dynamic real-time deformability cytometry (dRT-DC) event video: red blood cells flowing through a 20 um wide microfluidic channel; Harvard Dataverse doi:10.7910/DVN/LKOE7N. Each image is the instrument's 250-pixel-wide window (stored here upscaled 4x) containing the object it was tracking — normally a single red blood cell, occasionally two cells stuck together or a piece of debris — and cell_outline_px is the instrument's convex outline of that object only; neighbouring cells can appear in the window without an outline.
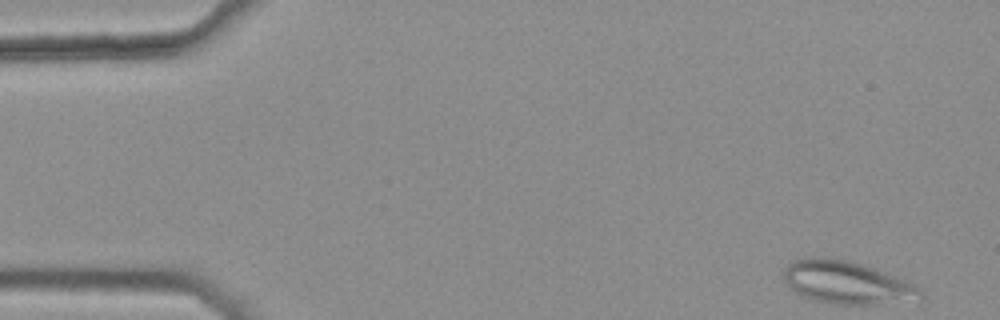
{"species": "common noctule bat (a hibernating species)", "species_latin": "Nyctalus noctula", "temperature_condition": "warm", "stored_images_in_passage": 42, "camera_frame_rate_fps": 3000, "um_per_image_px": 0.085, "animal": {"sex": "female", "body_mass_g": 25.1}, "frame": {"image": 1, "passage_image": 1, "time_ms": 0.0, "image_size_px": [1000, 320], "cell_outline_px": [[924, 296], [920, 300], [872, 304], [832, 304], [816, 300], [804, 296], [796, 292], [784, 280], [784, 268], [792, 260], [804, 256], [828, 256], [848, 260], [872, 268], [904, 280], [920, 288], [924, 292]], "centroid_in_image_um": [71.96, 23.99], "position_along_channel_um": 13.0, "area_um2": 34.1}}
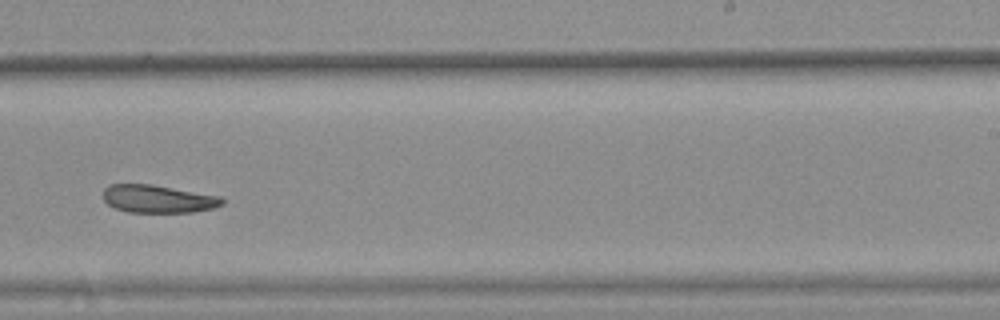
{"frame": {"image": 2, "passage_image": 31, "time_ms": 10.0, "image_size_px": [1000, 320], "cell_outline_px": [[224, 204], [216, 208], [192, 212], [128, 212], [116, 208], [108, 204], [104, 200], [104, 188], [108, 184], [152, 184], [220, 196], [224, 200]], "centroid_in_image_um": [13.45, 16.9], "position_along_channel_um": 275.5, "area_um2": 19.36}}
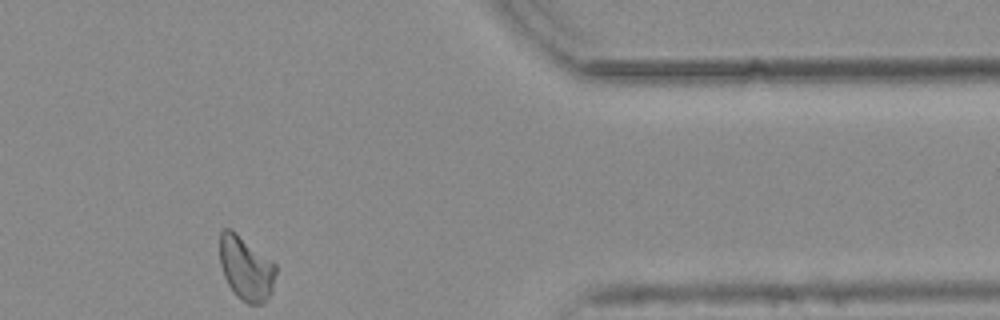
{"frame": {"image": 3, "passage_image": 42, "time_ms": 13.667, "image_size_px": [1000, 320], "cell_outline_px": [[276, 272], [272, 292], [264, 304], [248, 304], [236, 296], [228, 284], [224, 276], [220, 264], [220, 232], [224, 228], [232, 228], [272, 260], [276, 264]], "centroid_in_image_um": [20.92, 22.79], "position_along_channel_um": 390.5, "area_um2": 21.27}}